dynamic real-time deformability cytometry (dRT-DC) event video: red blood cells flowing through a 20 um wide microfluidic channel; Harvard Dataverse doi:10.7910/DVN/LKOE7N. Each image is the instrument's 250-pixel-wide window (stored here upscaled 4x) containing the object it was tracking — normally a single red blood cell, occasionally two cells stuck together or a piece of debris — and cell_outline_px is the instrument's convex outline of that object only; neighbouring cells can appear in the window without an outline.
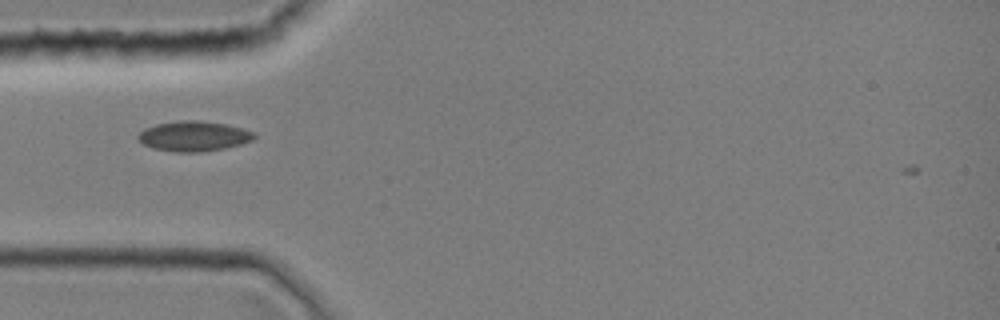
{"species": "common noctule bat (a hibernating species)", "species_latin": "Nyctalus noctula", "temperature_condition": "room temperature", "stored_images_in_passage": 1, "camera_frame_rate_fps": 3000, "um_per_image_px": 0.085, "animal": {"sex": "female", "body_mass_g": 19.0, "forearm_length_mm": 51.5}, "frame": {"image": 1, "passage_image": 1, "time_ms": 0.0, "image_size_px": [1000, 320], "cell_outline_px": [[256, 136], [252, 140], [240, 144], [224, 148], [200, 152], [176, 152], [152, 148], [144, 144], [136, 136], [144, 128], [156, 124], [180, 120], [196, 120], [224, 124], [256, 132]], "centroid_in_image_um": [16.45, 11.57], "position_along_channel_um": 68.6, "area_um2": 20.23}}